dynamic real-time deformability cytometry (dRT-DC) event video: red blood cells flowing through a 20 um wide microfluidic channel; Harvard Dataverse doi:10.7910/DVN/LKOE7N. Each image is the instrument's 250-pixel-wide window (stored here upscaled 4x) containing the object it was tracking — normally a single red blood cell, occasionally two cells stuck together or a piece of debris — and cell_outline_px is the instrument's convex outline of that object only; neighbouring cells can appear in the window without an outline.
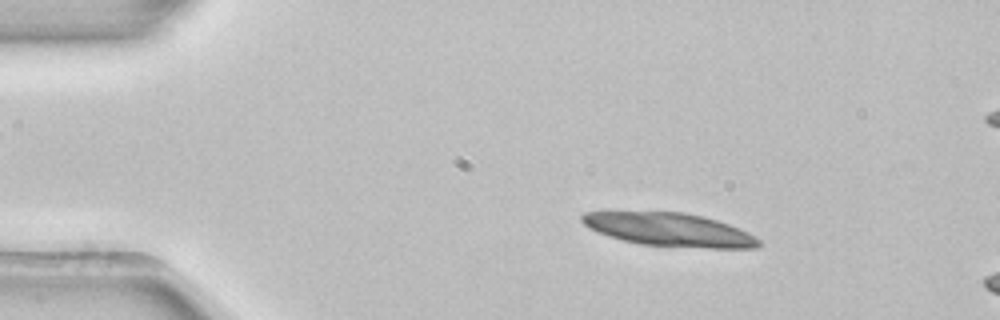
{"species": "common noctule bat (a hibernating species)", "species_latin": "Nyctalus noctula", "temperature_condition": "room temperature", "stored_images_in_passage": 14, "camera_frame_rate_fps": 3000, "um_per_image_px": 0.085, "animal": {"sex": "female", "body_mass_g": 22.7, "forearm_length_mm": 54.2}, "frame": {"image": 1, "passage_image": 8, "time_ms": 2.333, "image_size_px": [1000, 320], "cell_outline_px": [[760, 244], [756, 248], [708, 248], [640, 244], [608, 236], [596, 232], [588, 228], [580, 220], [580, 216], [584, 212], [608, 208], [684, 212], [716, 220], [728, 224], [748, 232], [760, 240]], "centroid_in_image_um": [56.72, 19.45], "position_along_channel_um": 28.3, "area_um2": 35.49}}